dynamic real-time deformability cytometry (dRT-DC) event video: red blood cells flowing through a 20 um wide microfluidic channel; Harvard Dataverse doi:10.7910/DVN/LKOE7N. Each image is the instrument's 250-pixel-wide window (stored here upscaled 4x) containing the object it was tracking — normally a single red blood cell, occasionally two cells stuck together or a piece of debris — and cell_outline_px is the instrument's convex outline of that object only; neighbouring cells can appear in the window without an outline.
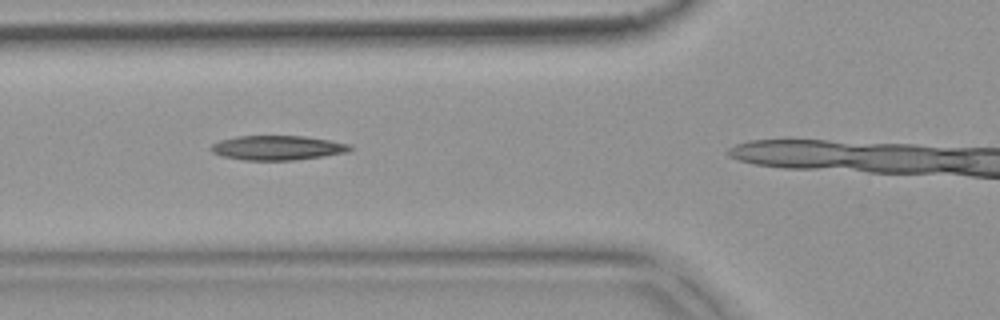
{"species": "common noctule bat (a hibernating species)", "species_latin": "Nyctalus noctula", "temperature_condition": "warm", "stored_images_in_passage": 5, "camera_frame_rate_fps": 3000, "um_per_image_px": 0.085, "animal": {"sex": "female", "body_mass_g": 18.4}, "frame": {"image": 1, "passage_image": 4, "time_ms": 1.0, "image_size_px": [1000, 320], "cell_outline_px": [[352, 148], [348, 152], [324, 156], [292, 160], [244, 160], [224, 156], [212, 152], [208, 148], [212, 144], [220, 140], [236, 136], [304, 136], [328, 140], [348, 144]], "centroid_in_image_um": [23.55, 12.56], "position_along_channel_um": 102.3, "area_um2": 19.71}}